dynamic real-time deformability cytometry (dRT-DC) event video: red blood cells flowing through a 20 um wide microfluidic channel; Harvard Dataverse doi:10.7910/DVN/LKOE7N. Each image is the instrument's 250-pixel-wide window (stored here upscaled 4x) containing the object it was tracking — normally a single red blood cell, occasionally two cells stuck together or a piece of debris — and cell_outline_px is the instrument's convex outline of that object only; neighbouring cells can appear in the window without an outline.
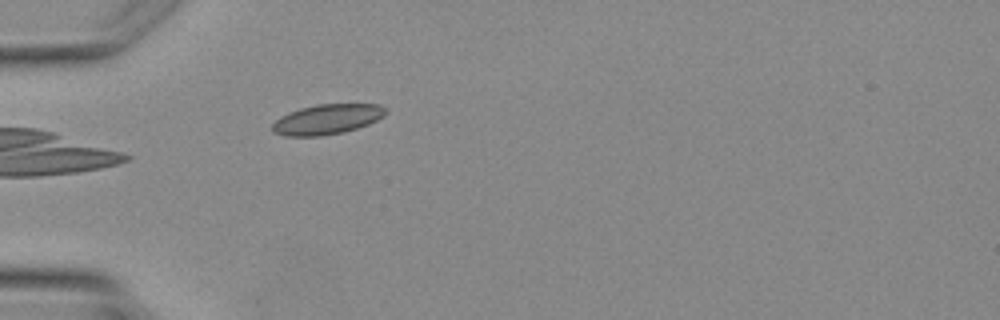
{"species": "Egyptian fruit bat (a non-hibernating species)", "species_latin": "Rousettus aegyptiacus", "temperature_condition": "warm", "stored_images_in_passage": 1, "camera_frame_rate_fps": 3000, "um_per_image_px": 0.085, "animal": {"sex": "female"}, "frame": {"image": 1, "passage_image": 1, "time_ms": 0.0, "image_size_px": [1000, 320], "cell_outline_px": [[388, 112], [384, 116], [368, 124], [356, 128], [340, 132], [320, 136], [284, 136], [272, 132], [272, 124], [280, 116], [288, 112], [300, 108], [316, 104], [380, 104]], "centroid_in_image_um": [27.77, 10.13], "position_along_channel_um": 57.2, "area_um2": 19.83}}